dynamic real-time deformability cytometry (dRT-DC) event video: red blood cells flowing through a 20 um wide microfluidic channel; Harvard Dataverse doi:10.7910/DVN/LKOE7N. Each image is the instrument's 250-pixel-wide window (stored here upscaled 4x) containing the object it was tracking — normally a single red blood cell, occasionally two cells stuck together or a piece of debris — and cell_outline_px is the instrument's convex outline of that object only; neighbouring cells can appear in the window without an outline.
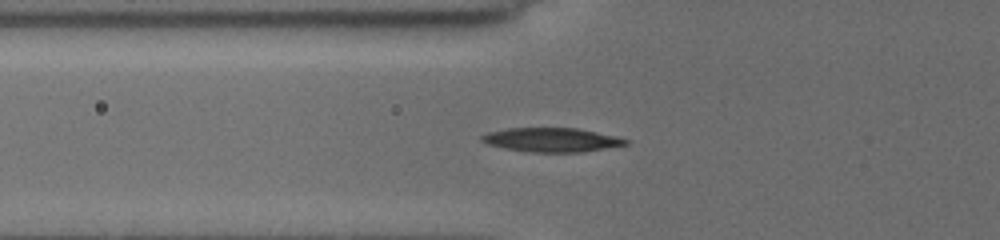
{"species": "common noctule bat (a hibernating species)", "species_latin": "Nyctalus noctula", "temperature_condition": "cold", "stored_images_in_passage": 28, "camera_frame_rate_fps": 3000, "um_per_image_px": 0.085, "animal": {"sex": "female", "body_mass_g": 19.5, "forearm_length_mm": 54.1}, "frame": {"image": 1, "passage_image": 12, "time_ms": 6.0, "image_size_px": [1000, 240], "cell_outline_px": [[628, 144], [580, 152], [532, 152], [504, 148], [488, 144], [480, 140], [480, 136], [488, 132], [508, 128], [576, 128], [616, 136], [628, 140]], "centroid_in_image_um": [46.85, 11.88], "position_along_channel_um": 79.0, "area_um2": 19.94}}
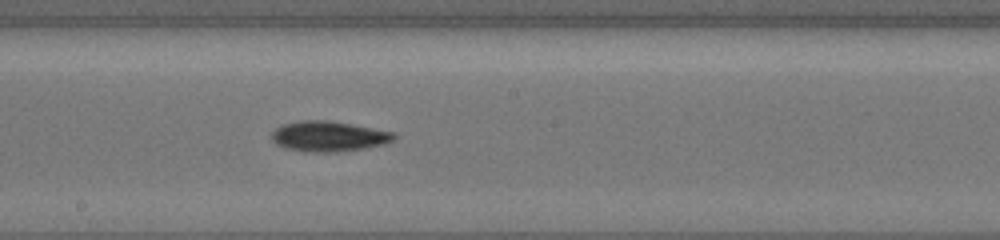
{"frame": {"image": 2, "passage_image": 18, "time_ms": 9.667, "image_size_px": [1000, 240], "cell_outline_px": [[396, 140], [384, 144], [364, 148], [336, 152], [304, 152], [284, 148], [276, 144], [272, 140], [272, 132], [276, 128], [284, 124], [300, 120], [328, 120], [396, 132]], "centroid_in_image_um": [27.95, 11.59], "position_along_channel_um": 220.3, "area_um2": 21.79}}
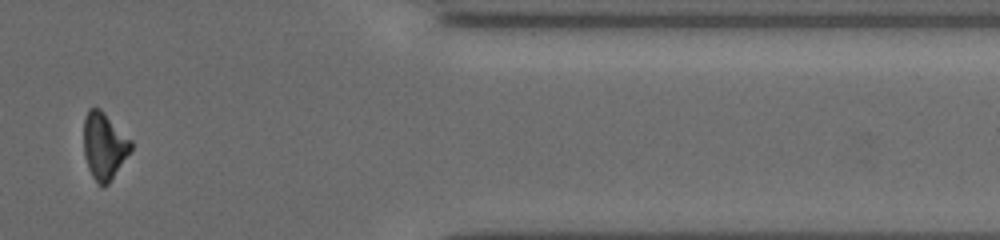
{"frame": {"image": 3, "passage_image": 25, "time_ms": 15.0, "image_size_px": [1000, 240], "cell_outline_px": [[132, 152], [108, 184], [100, 184], [92, 176], [88, 168], [84, 156], [84, 116], [88, 108], [100, 108], [132, 140]], "centroid_in_image_um": [8.87, 12.38], "position_along_channel_um": 402.5, "area_um2": 18.55}, "authors_computed_cell_mechanics": {"area_um2": 19.5942, "velocity_mm_per_s": 3.8706, "shape_relaxation_time_tau1_ms": 4.122, "shape_relaxation_time_tau2_ms": null, "deformation_change_tau1": 0.1222, "deformation_change_tau2": null}}